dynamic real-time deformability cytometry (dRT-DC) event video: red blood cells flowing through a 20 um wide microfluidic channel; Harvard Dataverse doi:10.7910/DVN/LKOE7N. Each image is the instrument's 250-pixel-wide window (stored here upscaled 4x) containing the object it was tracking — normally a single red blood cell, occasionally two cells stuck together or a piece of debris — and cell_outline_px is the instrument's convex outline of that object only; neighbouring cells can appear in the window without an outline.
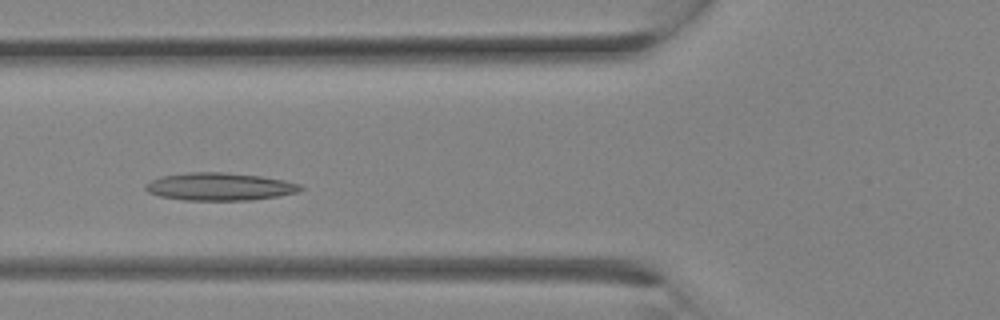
{"species": "Egyptian fruit bat (a non-hibernating species)", "species_latin": "Rousettus aegyptiacus", "temperature_condition": "room temperature", "stored_images_in_passage": 9, "camera_frame_rate_fps": 3000, "um_per_image_px": 0.085, "animal": {"sex": "female"}, "frame": {"image": 1, "passage_image": 6, "time_ms": 1.667, "image_size_px": [1000, 320], "cell_outline_px": [[304, 188], [296, 192], [276, 196], [252, 200], [184, 200], [160, 196], [148, 192], [144, 188], [144, 184], [160, 176], [184, 172], [224, 172], [260, 176], [284, 180], [300, 184]], "centroid_in_image_um": [18.62, 15.85], "position_along_channel_um": 107.2, "area_um2": 25.03}}
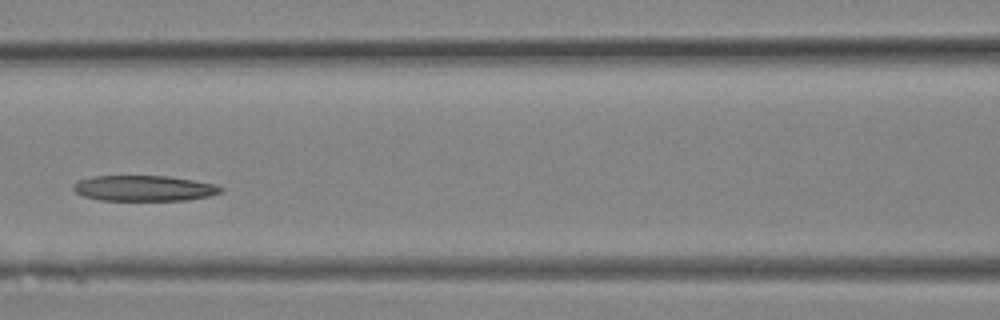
{"frame": {"image": 2, "passage_image": 8, "time_ms": 2.333, "image_size_px": [1000, 320], "cell_outline_px": [[224, 192], [208, 196], [188, 200], [100, 200], [84, 196], [76, 192], [72, 188], [76, 180], [92, 176], [168, 176], [216, 184], [224, 188]], "centroid_in_image_um": [12.25, 16.0], "position_along_channel_um": 154.4, "area_um2": 22.08}}